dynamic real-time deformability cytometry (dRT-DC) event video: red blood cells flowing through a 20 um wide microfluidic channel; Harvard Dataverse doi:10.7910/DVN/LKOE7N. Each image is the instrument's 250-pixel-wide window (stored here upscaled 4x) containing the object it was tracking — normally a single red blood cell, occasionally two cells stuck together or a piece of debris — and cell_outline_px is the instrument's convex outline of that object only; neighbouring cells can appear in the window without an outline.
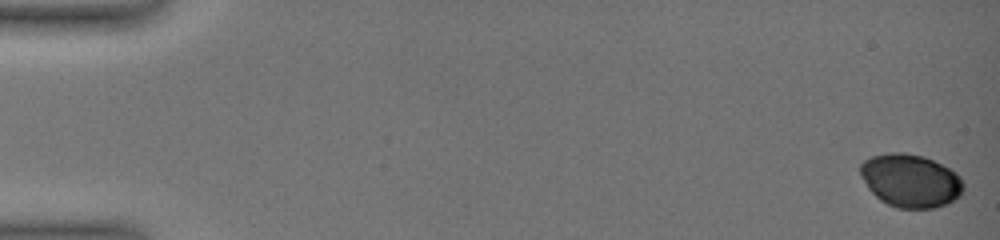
{"species": "common noctule bat (a hibernating species)", "species_latin": "Nyctalus noctula", "temperature_condition": "warm", "stored_images_in_passage": 19, "camera_frame_rate_fps": 3000, "um_per_image_px": 0.085, "animal": {"sex": "female", "body_mass_g": 19.0, "forearm_length_mm": 51.5}, "frame": {"image": 1, "passage_image": 1, "time_ms": 0.0, "image_size_px": [1000, 240], "cell_outline_px": [[964, 188], [960, 196], [956, 200], [948, 204], [936, 208], [896, 208], [880, 200], [868, 188], [860, 176], [860, 164], [864, 160], [872, 156], [888, 152], [904, 152], [924, 156], [956, 172], [960, 176], [964, 184]], "centroid_in_image_um": [77.4, 15.36], "position_along_channel_um": 7.6, "area_um2": 32.25}}
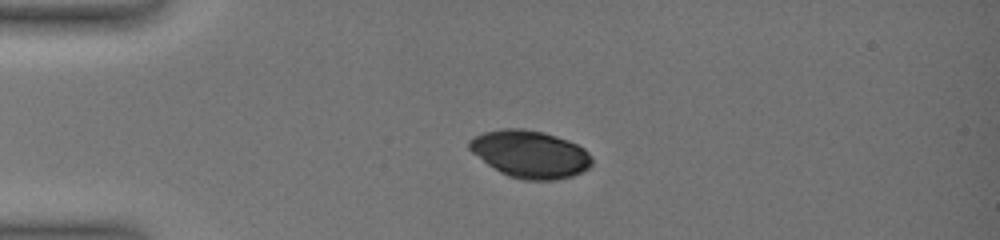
{"frame": {"image": 2, "passage_image": 7, "time_ms": 4.667, "image_size_px": [1000, 240], "cell_outline_px": [[592, 164], [588, 168], [572, 176], [556, 180], [524, 180], [508, 176], [500, 172], [488, 164], [472, 152], [468, 148], [468, 140], [472, 136], [484, 132], [500, 128], [524, 128], [544, 132], [568, 140], [584, 148], [588, 152], [592, 160]], "centroid_in_image_um": [45.04, 13.09], "position_along_channel_um": 40.0, "area_um2": 33.99}}
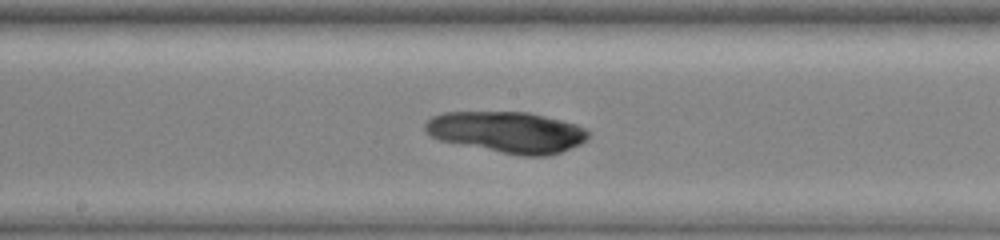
{"frame": {"image": 3, "passage_image": 19, "time_ms": 10.333, "image_size_px": [1000, 240], "cell_outline_px": [[592, 132], [588, 140], [580, 144], [560, 152], [548, 156], [520, 156], [440, 140], [424, 132], [424, 124], [432, 116], [444, 112], [528, 112], [576, 124]], "centroid_in_image_um": [43.13, 11.23], "position_along_channel_um": 205.1, "area_um2": 39.19}}